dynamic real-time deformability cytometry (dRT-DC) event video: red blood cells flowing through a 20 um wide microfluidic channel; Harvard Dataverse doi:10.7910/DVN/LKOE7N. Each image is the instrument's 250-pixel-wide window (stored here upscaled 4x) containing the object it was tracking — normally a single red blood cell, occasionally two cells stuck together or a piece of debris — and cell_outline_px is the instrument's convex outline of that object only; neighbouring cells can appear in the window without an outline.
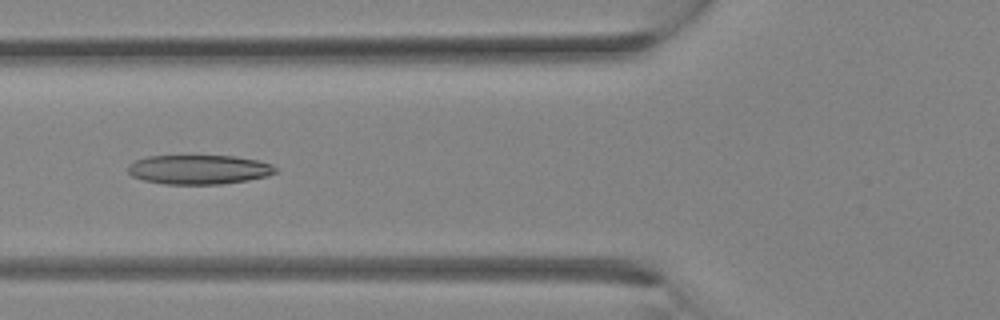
{"species": "Egyptian fruit bat (a non-hibernating species)", "species_latin": "Rousettus aegyptiacus", "temperature_condition": "room temperature", "stored_images_in_passage": 33, "camera_frame_rate_fps": 3000, "um_per_image_px": 0.085, "animal": {"sex": "female"}, "frame": {"image": 1, "passage_image": 13, "time_ms": 4.0, "image_size_px": [1000, 320], "cell_outline_px": [[276, 172], [268, 176], [248, 180], [220, 184], [164, 184], [144, 180], [132, 176], [128, 172], [128, 164], [136, 160], [148, 156], [236, 156], [260, 160], [272, 164], [276, 168]], "centroid_in_image_um": [16.93, 14.41], "position_along_channel_um": 108.9, "area_um2": 25.32}}
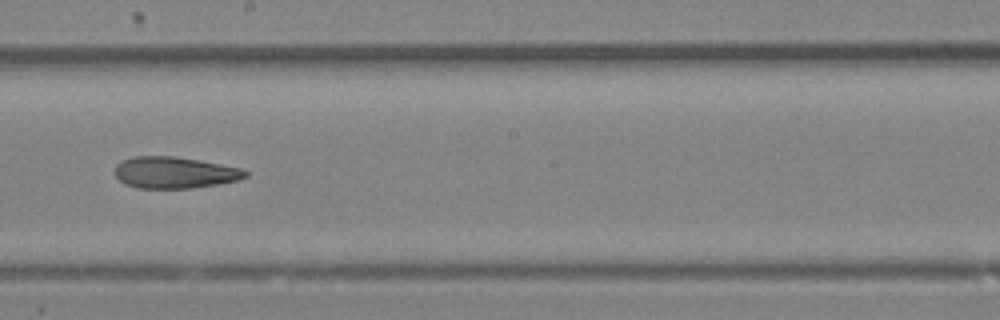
{"frame": {"image": 2, "passage_image": 19, "time_ms": 6.0, "image_size_px": [1000, 320], "cell_outline_px": [[248, 176], [240, 180], [216, 184], [188, 188], [136, 188], [124, 184], [116, 176], [116, 164], [120, 160], [132, 156], [176, 156], [220, 164], [240, 168], [248, 172]], "centroid_in_image_um": [14.81, 14.66], "position_along_channel_um": 233.4, "area_um2": 23.99}}
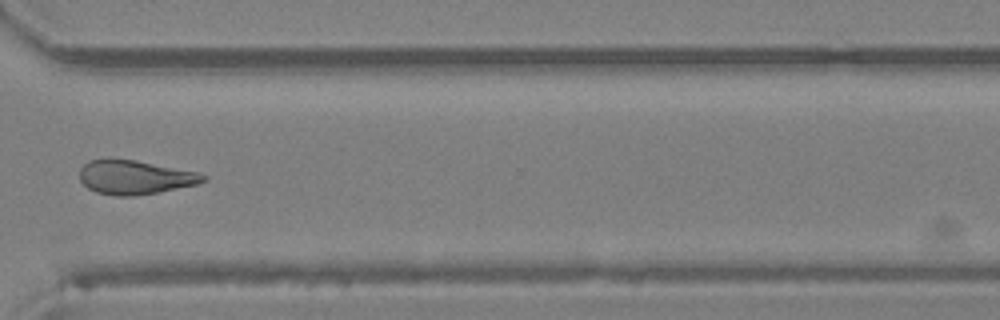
{"frame": {"image": 3, "passage_image": 25, "time_ms": 8.0, "image_size_px": [1000, 320], "cell_outline_px": [[208, 180], [196, 184], [136, 196], [116, 196], [96, 192], [88, 188], [80, 180], [80, 168], [88, 160], [136, 160], [200, 172], [208, 176]], "centroid_in_image_um": [11.5, 15.07], "position_along_channel_um": 359.1, "area_um2": 24.33}}